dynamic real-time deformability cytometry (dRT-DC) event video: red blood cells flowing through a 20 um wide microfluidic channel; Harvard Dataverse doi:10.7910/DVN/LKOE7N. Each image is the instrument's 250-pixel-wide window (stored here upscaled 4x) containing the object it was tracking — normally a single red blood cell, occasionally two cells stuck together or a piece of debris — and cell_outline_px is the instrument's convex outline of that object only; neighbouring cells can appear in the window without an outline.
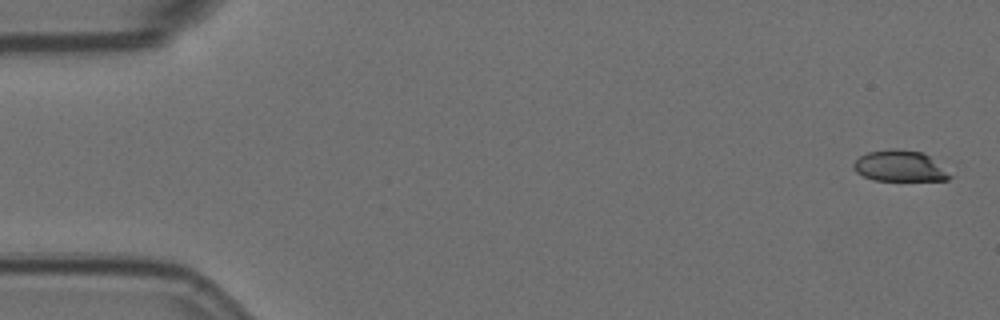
{"species": "Egyptian fruit bat (a non-hibernating species)", "species_latin": "Rousettus aegyptiacus", "temperature_condition": "room temperature", "stored_images_in_passage": 11, "camera_frame_rate_fps": 3000, "um_per_image_px": 0.085, "animal": {"sex": "female"}, "frame": {"image": 1, "passage_image": 1, "time_ms": 0.0, "image_size_px": [1000, 320], "cell_outline_px": [[952, 176], [948, 180], [872, 180], [856, 172], [852, 168], [852, 164], [860, 156], [868, 152], [892, 148], [896, 148], [924, 152]], "centroid_in_image_um": [76.43, 14.1], "position_along_channel_um": 8.6, "area_um2": 17.28}}
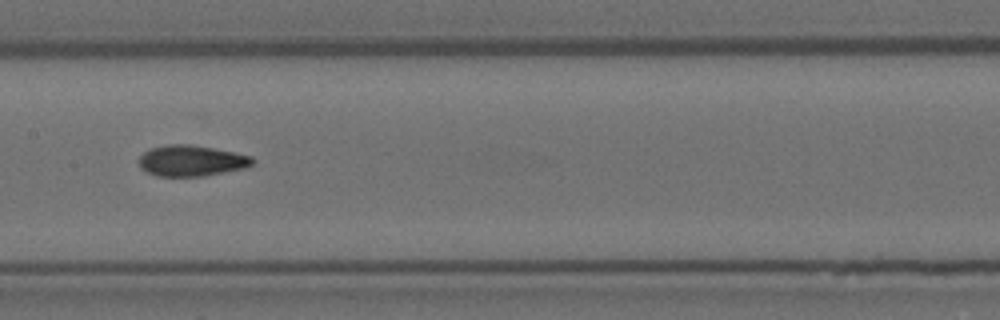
{"frame": {"image": 2, "passage_image": 8, "time_ms": 2.333, "image_size_px": [1000, 320], "cell_outline_px": [[256, 160], [252, 164], [244, 168], [204, 176], [156, 176], [140, 168], [140, 156], [148, 148], [168, 144], [192, 144], [252, 156]], "centroid_in_image_um": [16.25, 13.65], "position_along_channel_um": 191.1, "area_um2": 20.46}}
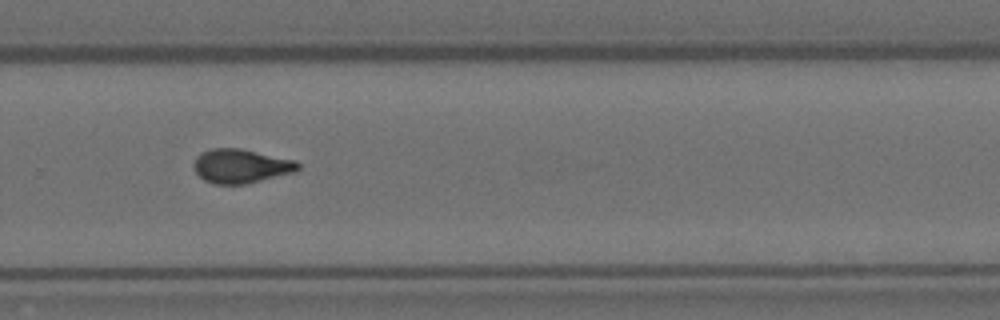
{"frame": {"image": 3, "passage_image": 11, "time_ms": 3.333, "image_size_px": [1000, 320], "cell_outline_px": [[300, 168], [292, 172], [248, 184], [212, 184], [204, 180], [196, 172], [192, 164], [196, 156], [200, 152], [212, 148], [240, 148], [296, 160], [300, 164]], "centroid_in_image_um": [20.45, 14.11], "position_along_channel_um": 309.4, "area_um2": 20.81}}